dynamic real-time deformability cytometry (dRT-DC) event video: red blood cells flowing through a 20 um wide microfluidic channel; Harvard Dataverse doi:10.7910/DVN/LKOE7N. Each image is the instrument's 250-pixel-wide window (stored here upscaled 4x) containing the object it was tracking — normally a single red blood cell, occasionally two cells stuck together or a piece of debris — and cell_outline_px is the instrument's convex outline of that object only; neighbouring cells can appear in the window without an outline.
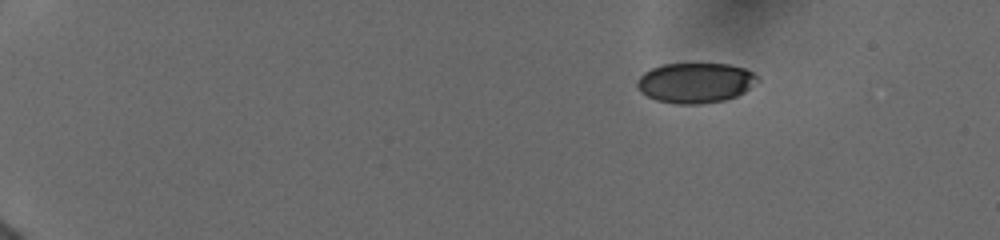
{"species": "human", "species_latin": "Homo sapiens", "temperature_condition": "cold", "stored_images_in_passage": 5, "camera_frame_rate_fps": 3000, "um_per_image_px": 0.085, "donor": {"sex": "female"}, "frame": {"image": 1, "passage_image": 1, "time_ms": 0.0, "image_size_px": [1000, 240], "cell_outline_px": [[756, 76], [748, 88], [744, 92], [736, 96], [724, 100], [696, 104], [680, 104], [656, 100], [640, 92], [636, 88], [636, 80], [644, 72], [652, 68], [664, 64], [728, 64], [744, 68], [752, 72]], "centroid_in_image_um": [59.02, 7.03], "position_along_channel_um": 26.0, "area_um2": 27.74}}
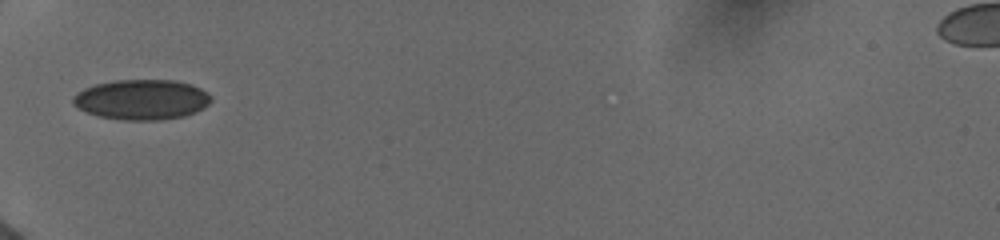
{"frame": {"image": 2, "passage_image": 5, "time_ms": 4.333, "image_size_px": [1000, 240], "cell_outline_px": [[212, 100], [204, 108], [196, 112], [184, 116], [160, 120], [124, 120], [100, 116], [88, 112], [72, 104], [72, 96], [76, 92], [84, 88], [96, 84], [116, 80], [176, 80], [192, 84], [208, 92], [212, 96]], "centroid_in_image_um": [12.07, 8.46], "position_along_channel_um": 72.9, "area_um2": 32.48}}